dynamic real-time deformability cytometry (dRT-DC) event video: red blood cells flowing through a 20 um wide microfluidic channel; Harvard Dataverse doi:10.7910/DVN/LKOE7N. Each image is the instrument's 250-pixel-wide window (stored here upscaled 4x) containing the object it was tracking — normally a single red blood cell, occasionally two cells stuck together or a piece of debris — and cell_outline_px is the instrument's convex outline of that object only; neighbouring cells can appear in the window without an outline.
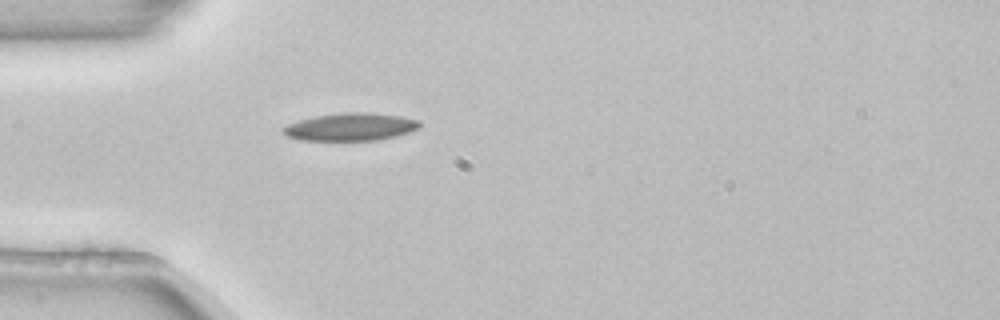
{"species": "common noctule bat (a hibernating species)", "species_latin": "Nyctalus noctula", "temperature_condition": "room temperature", "stored_images_in_passage": 1, "camera_frame_rate_fps": 3000, "um_per_image_px": 0.085, "animal": {"sex": "female", "body_mass_g": 22.7, "forearm_length_mm": 54.2}, "frame": {"image": 1, "passage_image": 1, "time_ms": 0.0, "image_size_px": [1000, 320], "cell_outline_px": [[420, 124], [416, 128], [408, 132], [396, 136], [376, 140], [300, 140], [288, 136], [284, 132], [284, 128], [288, 124], [300, 120], [316, 116], [344, 112], [372, 112], [400, 116], [420, 120]], "centroid_in_image_um": [29.82, 10.77], "position_along_channel_um": 55.2, "area_um2": 21.73}}